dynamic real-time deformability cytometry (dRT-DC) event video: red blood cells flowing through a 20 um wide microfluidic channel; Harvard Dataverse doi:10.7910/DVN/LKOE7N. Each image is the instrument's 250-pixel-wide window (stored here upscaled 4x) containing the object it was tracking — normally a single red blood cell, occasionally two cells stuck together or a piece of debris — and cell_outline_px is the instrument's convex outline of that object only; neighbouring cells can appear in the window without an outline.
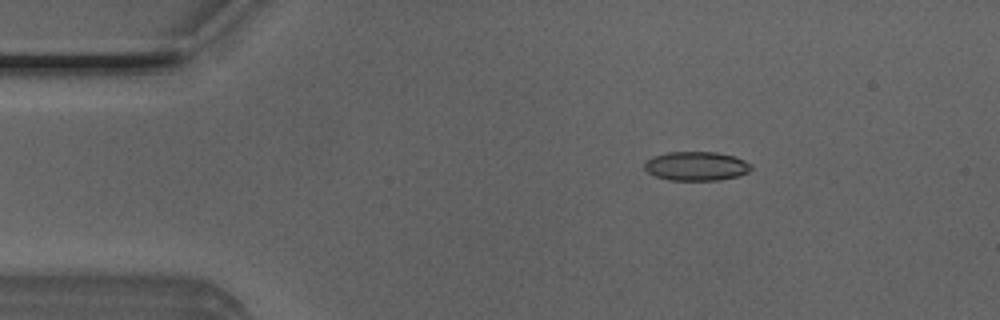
{"species": "Egyptian fruit bat (a non-hibernating species)", "species_latin": "Rousettus aegyptiacus", "temperature_condition": "room temperature", "stored_images_in_passage": 50, "camera_frame_rate_fps": 3000, "um_per_image_px": 0.085, "animal": {"sex": "male"}, "frame": {"image": 1, "passage_image": 8, "time_ms": 2.333, "image_size_px": [1000, 320], "cell_outline_px": [[752, 168], [748, 172], [736, 176], [720, 180], [668, 180], [656, 176], [648, 172], [644, 168], [644, 164], [652, 156], [668, 152], [716, 152], [732, 156], [744, 160], [752, 164]], "centroid_in_image_um": [59.18, 14.12], "position_along_channel_um": 25.8, "area_um2": 17.98}}
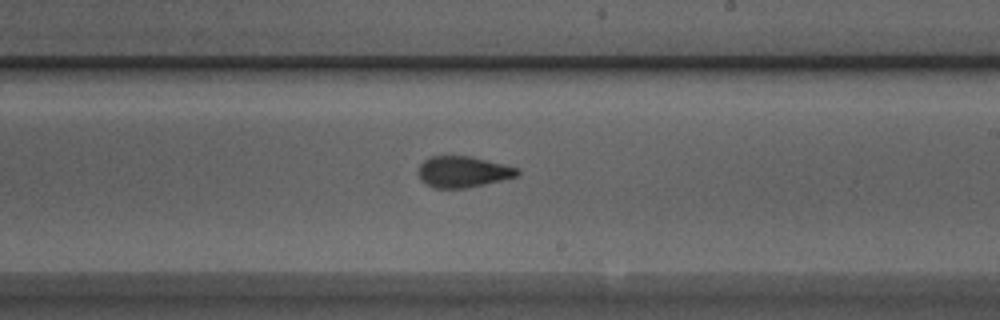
{"frame": {"image": 2, "passage_image": 29, "time_ms": 9.333, "image_size_px": [1000, 320], "cell_outline_px": [[520, 176], [468, 188], [436, 188], [424, 184], [420, 180], [416, 172], [420, 164], [424, 160], [432, 156], [472, 156], [520, 168]], "centroid_in_image_um": [39.36, 14.61], "position_along_channel_um": 249.6, "area_um2": 18.38}}
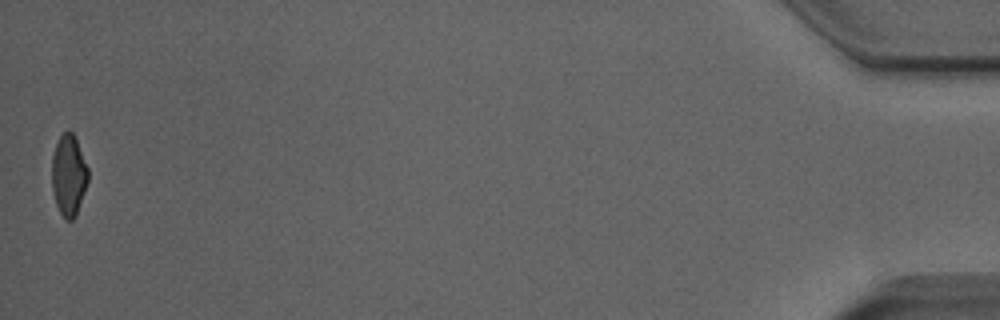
{"frame": {"image": 3, "passage_image": 50, "time_ms": 16.333, "image_size_px": [1000, 320], "cell_outline_px": [[88, 180], [76, 216], [72, 220], [64, 220], [56, 204], [52, 188], [52, 156], [56, 144], [60, 136], [68, 128], [72, 132], [76, 140], [88, 168]], "centroid_in_image_um": [5.83, 14.9], "position_along_channel_um": 429.4, "area_um2": 17.05}, "authors_computed_cell_mechanics": {"area_um2": 18.2648, "velocity_mm_per_s": 4.0492, "shape_relaxation_time_tau1_ms": 5.9456, "shape_relaxation_time_tau2_ms": 1.6643, "deformation_change_tau1": 0.1493, "deformation_change_tau2": 0.0852}}